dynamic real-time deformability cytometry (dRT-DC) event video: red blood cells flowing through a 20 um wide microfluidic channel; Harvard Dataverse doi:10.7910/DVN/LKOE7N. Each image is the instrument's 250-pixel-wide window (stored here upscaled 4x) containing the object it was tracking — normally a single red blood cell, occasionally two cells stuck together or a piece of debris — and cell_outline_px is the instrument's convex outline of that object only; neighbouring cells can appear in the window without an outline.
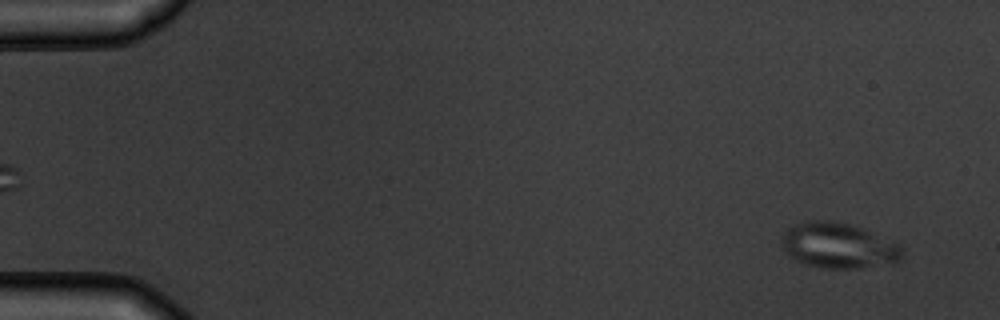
{"species": "common noctule bat (a hibernating species)", "species_latin": "Nyctalus noctula", "temperature_condition": "warm", "stored_images_in_passage": 5, "camera_frame_rate_fps": 3000, "um_per_image_px": 0.085, "animal": {"sex": "male", "body_mass_g": 19.5, "forearm_length_mm": 54.6}, "frame": {"image": 1, "passage_image": 1, "time_ms": 0.0, "image_size_px": [1000, 320], "cell_outline_px": [[904, 256], [900, 260], [892, 264], [856, 268], [828, 268], [804, 264], [788, 256], [780, 240], [780, 236], [788, 228], [796, 224], [808, 220], [828, 220], [848, 224], [864, 228], [904, 248]], "centroid_in_image_um": [71.26, 20.88], "position_along_channel_um": 13.7, "area_um2": 32.02}}